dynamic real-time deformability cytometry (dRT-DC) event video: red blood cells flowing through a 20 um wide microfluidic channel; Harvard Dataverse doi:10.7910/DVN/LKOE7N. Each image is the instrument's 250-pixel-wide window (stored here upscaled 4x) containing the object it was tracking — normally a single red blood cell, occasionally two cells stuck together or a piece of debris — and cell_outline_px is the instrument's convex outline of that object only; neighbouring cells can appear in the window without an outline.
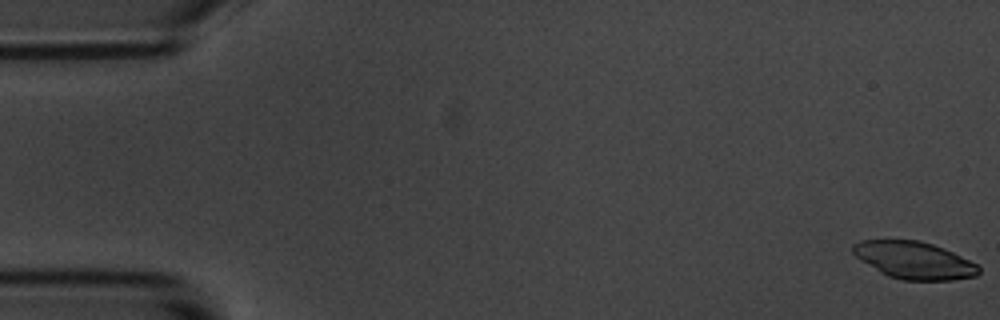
{"species": "common noctule bat (a hibernating species)", "species_latin": "Nyctalus noctula", "temperature_condition": "room temperature", "stored_images_in_passage": 5, "camera_frame_rate_fps": 3000, "um_per_image_px": 0.085, "animal": {"sex": "male", "body_mass_g": 20.1, "forearm_length_mm": 53.5}, "frame": {"image": 1, "passage_image": 1, "time_ms": 0.0, "image_size_px": [1000, 320], "cell_outline_px": [[980, 272], [976, 276], [952, 280], [900, 280], [888, 276], [880, 272], [860, 260], [852, 252], [852, 244], [860, 240], [920, 240], [944, 248], [976, 264], [980, 268]], "centroid_in_image_um": [77.67, 22.12], "position_along_channel_um": 7.3, "area_um2": 27.28}}